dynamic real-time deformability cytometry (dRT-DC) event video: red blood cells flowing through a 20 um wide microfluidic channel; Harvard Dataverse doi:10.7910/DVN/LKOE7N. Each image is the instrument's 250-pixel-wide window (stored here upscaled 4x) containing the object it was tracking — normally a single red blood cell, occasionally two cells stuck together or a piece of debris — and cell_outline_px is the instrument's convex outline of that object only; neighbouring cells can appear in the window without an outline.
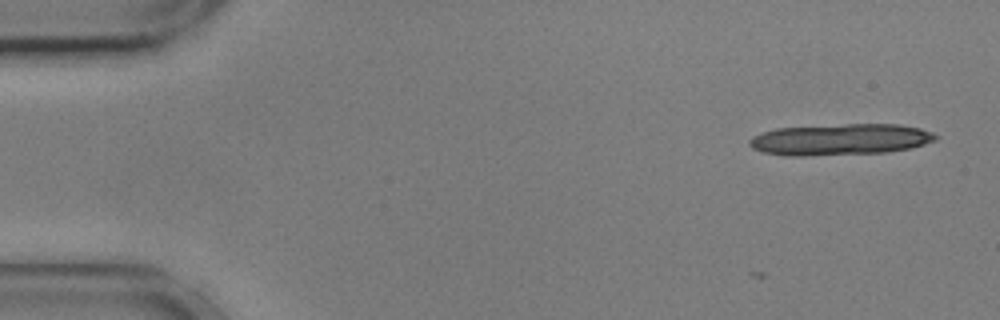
{"species": "common noctule bat (a hibernating species)", "species_latin": "Nyctalus noctula", "temperature_condition": "cold", "stored_images_in_passage": 3, "camera_frame_rate_fps": 3000, "um_per_image_px": 0.085, "animal": {"sex": "male", "body_mass_g": 17.9, "forearm_length_mm": 54.2}, "frame": {"image": 1, "passage_image": 1, "time_ms": 0.0, "image_size_px": [1000, 320], "cell_outline_px": [[940, 136], [936, 140], [924, 144], [908, 148], [884, 152], [804, 156], [784, 156], [764, 152], [752, 148], [748, 144], [748, 140], [752, 136], [760, 132], [776, 128], [848, 124], [896, 124], [920, 128], [932, 132]], "centroid_in_image_um": [71.37, 11.85], "position_along_channel_um": 13.6, "area_um2": 34.04}}